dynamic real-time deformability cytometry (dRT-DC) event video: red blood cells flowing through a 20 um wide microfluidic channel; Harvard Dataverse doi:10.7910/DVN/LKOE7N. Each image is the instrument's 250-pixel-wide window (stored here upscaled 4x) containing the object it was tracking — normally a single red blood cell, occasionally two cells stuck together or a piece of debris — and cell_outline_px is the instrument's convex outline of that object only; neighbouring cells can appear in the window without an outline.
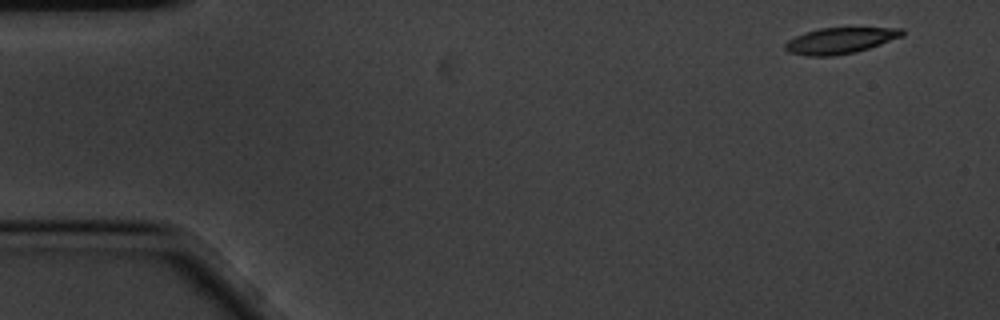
{"species": "common noctule bat (a hibernating species)", "species_latin": "Nyctalus noctula", "temperature_condition": "cold", "stored_images_in_passage": 5, "camera_frame_rate_fps": 3000, "um_per_image_px": 0.085, "animal": {"sex": "male", "body_mass_g": 20.1, "forearm_length_mm": 53.5}, "frame": {"image": 1, "passage_image": 1, "time_ms": 0.0, "image_size_px": [1000, 320], "cell_outline_px": [[904, 36], [856, 52], [832, 56], [808, 56], [788, 52], [784, 48], [784, 44], [788, 40], [804, 32], [820, 28], [904, 28]], "centroid_in_image_um": [71.4, 3.45], "position_along_channel_um": 13.6, "area_um2": 17.74}}
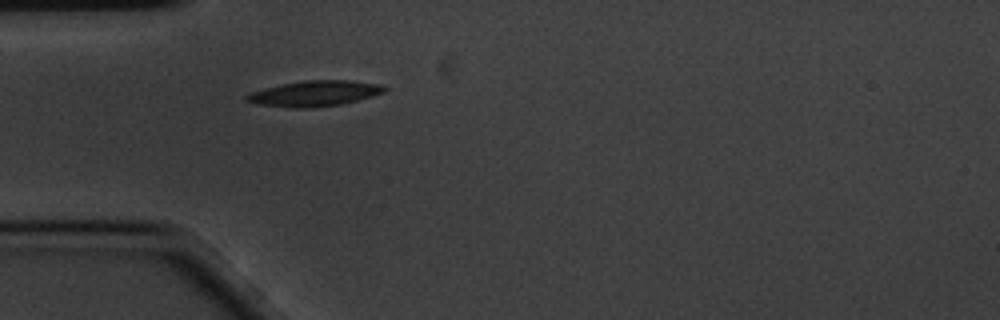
{"frame": {"image": 2, "passage_image": 5, "time_ms": 1.333, "image_size_px": [1000, 320], "cell_outline_px": [[388, 88], [384, 92], [372, 96], [344, 104], [308, 108], [292, 108], [256, 104], [244, 100], [244, 96], [252, 92], [264, 88], [280, 84], [304, 80], [348, 80], [380, 84]], "centroid_in_image_um": [26.72, 7.95], "position_along_channel_um": 58.3, "area_um2": 20.69}}